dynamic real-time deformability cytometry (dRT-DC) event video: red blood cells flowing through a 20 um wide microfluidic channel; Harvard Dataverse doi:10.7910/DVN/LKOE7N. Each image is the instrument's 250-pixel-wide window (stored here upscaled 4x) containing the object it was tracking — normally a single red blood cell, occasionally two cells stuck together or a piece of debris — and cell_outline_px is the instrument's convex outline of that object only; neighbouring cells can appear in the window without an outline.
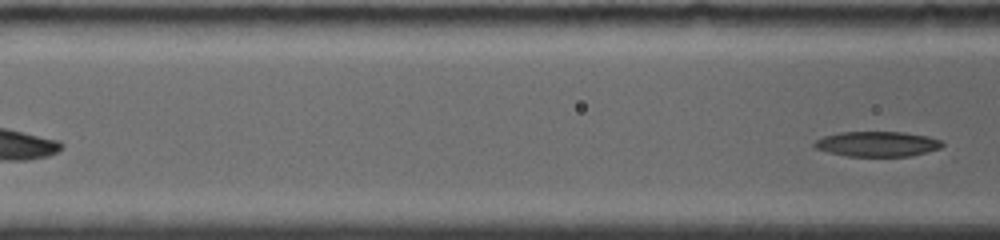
{"species": "common noctule bat (a hibernating species)", "species_latin": "Nyctalus noctula", "temperature_condition": "room temperature", "stored_images_in_passage": 7, "segment_of_instrument_passage": [2, 2], "camera_frame_rate_fps": 4000, "um_per_image_px": 0.085, "animal": {"sex": "female", "body_mass_g": 19.0, "forearm_length_mm": 56.7}, "frame": {"image": 1, "passage_image": 7, "time_ms": 4.0, "image_size_px": [1000, 240], "cell_outline_px": [[944, 144], [940, 148], [912, 156], [848, 156], [828, 152], [816, 148], [812, 144], [816, 140], [824, 136], [840, 132], [904, 132], [928, 136], [940, 140]], "centroid_in_image_um": [74.57, 12.23], "position_along_channel_um": 92.0, "area_um2": 18.67}}